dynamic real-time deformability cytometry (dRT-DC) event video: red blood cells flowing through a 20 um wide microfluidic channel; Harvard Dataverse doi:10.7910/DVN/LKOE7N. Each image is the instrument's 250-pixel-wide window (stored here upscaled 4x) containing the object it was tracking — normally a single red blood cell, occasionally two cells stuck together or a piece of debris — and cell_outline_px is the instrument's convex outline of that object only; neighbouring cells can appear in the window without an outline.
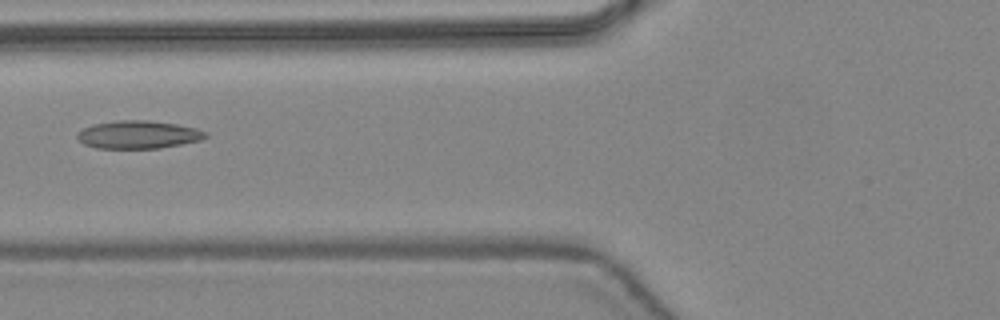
{"species": "common noctule bat (a hibernating species)", "species_latin": "Nyctalus noctula", "temperature_condition": "warm", "stored_images_in_passage": 44, "camera_frame_rate_fps": 3000, "um_per_image_px": 0.085, "animal": {"sex": "female", "body_mass_g": 24.6, "forearm_length_mm": 56.2}, "frame": {"image": 1, "passage_image": 17, "time_ms": 5.333, "image_size_px": [1000, 320], "cell_outline_px": [[208, 136], [200, 140], [160, 148], [96, 148], [84, 144], [76, 136], [76, 132], [92, 124], [120, 120], [148, 120], [176, 124], [196, 128], [208, 132]], "centroid_in_image_um": [11.75, 11.44], "position_along_channel_um": 114.1, "area_um2": 20.87}}
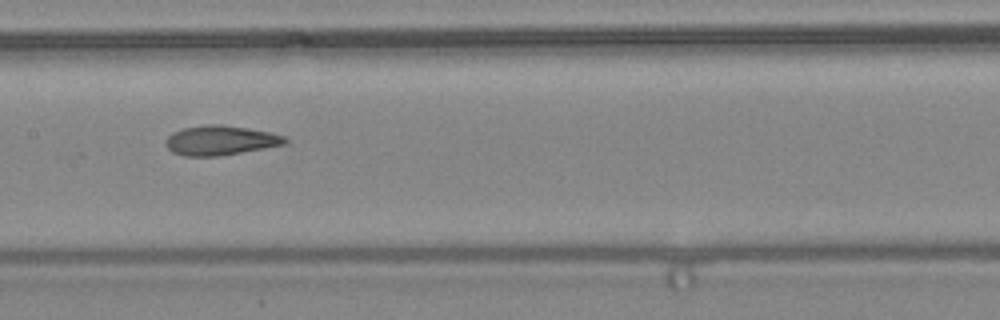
{"frame": {"image": 2, "passage_image": 22, "time_ms": 7.0, "image_size_px": [1000, 320], "cell_outline_px": [[288, 140], [284, 144], [264, 148], [220, 156], [184, 156], [172, 152], [164, 144], [164, 140], [172, 132], [184, 128], [204, 124], [220, 124], [248, 128], [268, 132], [284, 136]], "centroid_in_image_um": [18.68, 11.93], "position_along_channel_um": 188.7, "area_um2": 20.58}}
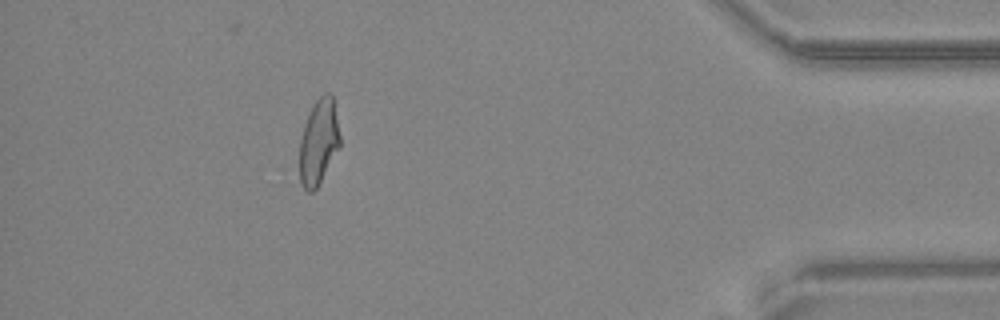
{"frame": {"image": 3, "passage_image": 40, "time_ms": 13.0, "image_size_px": [1000, 320], "cell_outline_px": [[340, 148], [316, 188], [312, 192], [308, 192], [304, 188], [300, 180], [300, 136], [308, 112], [312, 104], [324, 92], [332, 92], [340, 136]], "centroid_in_image_um": [27.09, 12.02], "position_along_channel_um": 408.1, "area_um2": 20.29}, "authors_computed_cell_mechanics": {"area_um2": 20.6346, "velocity_mm_per_s": 4.4609, "shape_relaxation_time_tau1_ms": null, "shape_relaxation_time_tau2_ms": 2.0812, "deformation_change_tau1": null, "deformation_change_tau2": 0.0931}}